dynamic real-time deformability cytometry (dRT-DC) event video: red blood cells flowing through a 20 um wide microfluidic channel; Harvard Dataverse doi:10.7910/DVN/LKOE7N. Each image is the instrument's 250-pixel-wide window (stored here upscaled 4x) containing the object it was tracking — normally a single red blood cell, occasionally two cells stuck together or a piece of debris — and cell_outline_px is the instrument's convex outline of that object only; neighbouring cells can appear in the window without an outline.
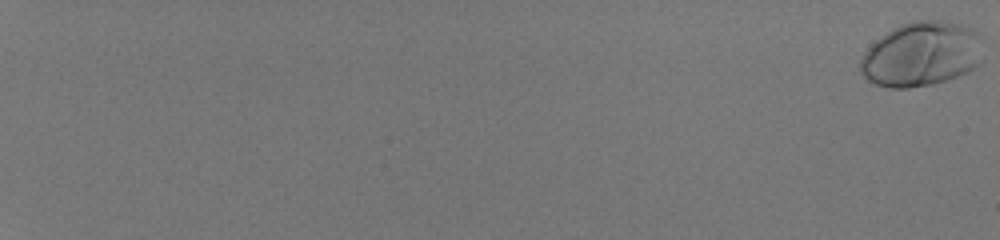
{"species": "human", "species_latin": "Homo sapiens", "temperature_condition": "room temperature", "stored_images_in_passage": 58, "camera_frame_rate_fps": 3000, "um_per_image_px": 0.085, "donor": {"sex": "male"}, "frame": {"image": 1, "passage_image": 1, "time_ms": 0.0, "image_size_px": [1000, 240], "cell_outline_px": [[984, 60], [980, 64], [968, 72], [932, 84], [908, 88], [888, 88], [876, 84], [868, 80], [860, 72], [860, 60], [864, 52], [876, 40], [892, 28], [900, 24], [912, 20], [940, 20], [960, 24], [972, 28], [980, 36]], "centroid_in_image_um": [78.34, 4.6], "position_along_channel_um": 6.7, "area_um2": 46.53}}
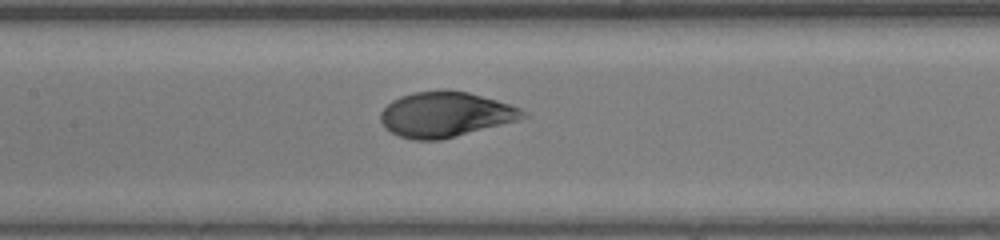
{"frame": {"image": 2, "passage_image": 35, "time_ms": 11.333, "image_size_px": [1000, 240], "cell_outline_px": [[532, 116], [440, 140], [416, 140], [400, 136], [384, 128], [380, 120], [380, 112], [392, 100], [400, 96], [412, 92], [444, 88], [448, 88], [468, 92], [496, 100], [520, 108], [528, 112]], "centroid_in_image_um": [37.85, 9.7], "position_along_channel_um": 169.6, "area_um2": 37.69}}
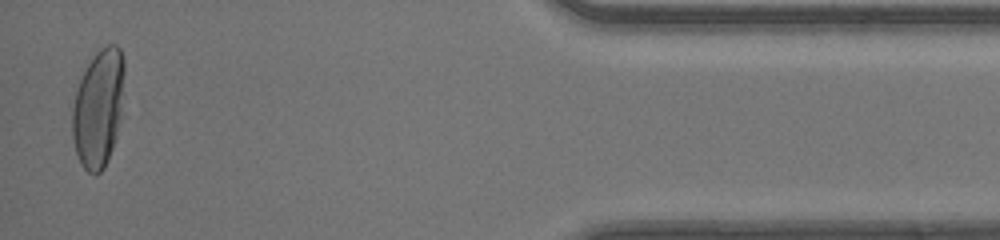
{"frame": {"image": 3, "passage_image": 57, "time_ms": 18.667, "image_size_px": [1000, 240], "cell_outline_px": [[124, 72], [120, 116], [116, 136], [112, 148], [104, 168], [100, 172], [88, 172], [80, 164], [76, 152], [72, 136], [72, 108], [76, 92], [80, 80], [88, 64], [96, 52], [100, 48], [108, 44], [116, 44], [120, 48], [124, 60]], "centroid_in_image_um": [8.35, 9.18], "position_along_channel_um": 426.8, "area_um2": 35.43}, "authors_computed_cell_mechanics": {"area_um2": 38.0324, "velocity_mm_per_s": 4.1619, "shape_relaxation_time_tau1_ms": 3.8176, "shape_relaxation_time_tau2_ms": null, "deformation_change_tau1": 0.2093, "deformation_change_tau2": null}}